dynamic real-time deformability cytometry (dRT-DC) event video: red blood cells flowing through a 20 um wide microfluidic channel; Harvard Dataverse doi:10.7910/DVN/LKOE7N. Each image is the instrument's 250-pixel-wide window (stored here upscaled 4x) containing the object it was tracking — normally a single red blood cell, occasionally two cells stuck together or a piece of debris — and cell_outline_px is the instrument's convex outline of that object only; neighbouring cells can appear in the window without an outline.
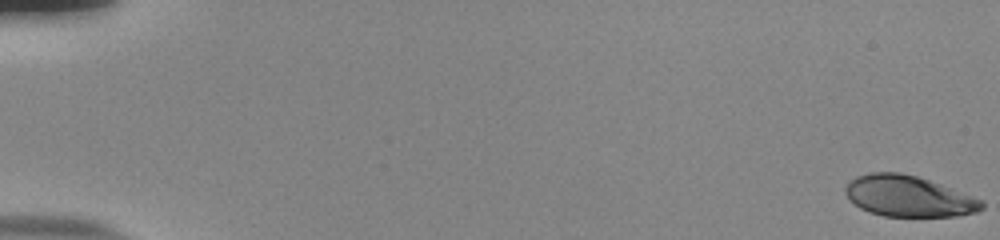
{"species": "human", "species_latin": "Homo sapiens", "temperature_condition": "room temperature", "stored_images_in_passage": 58, "camera_frame_rate_fps": 3000, "um_per_image_px": 0.085, "donor": {"sex": "male"}, "frame": {"image": 1, "passage_image": 1, "time_ms": 0.0, "image_size_px": [1000, 240], "cell_outline_px": [[984, 208], [976, 212], [956, 216], [884, 216], [868, 212], [860, 208], [848, 200], [844, 192], [844, 188], [856, 176], [872, 172], [900, 172], [916, 176], [940, 184], [984, 200]], "centroid_in_image_um": [77.2, 16.68], "position_along_channel_um": 7.8, "area_um2": 32.6}}
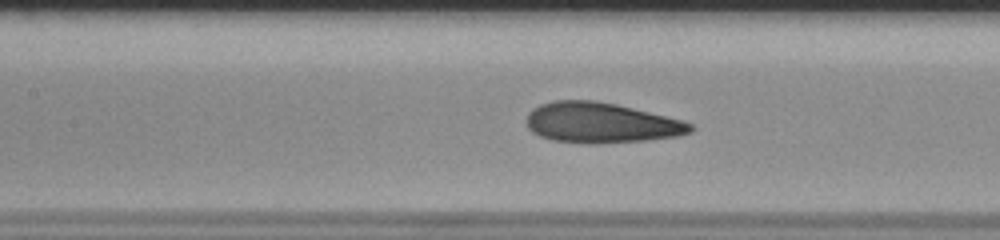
{"frame": {"image": 2, "passage_image": 29, "time_ms": 9.333, "image_size_px": [1000, 240], "cell_outline_px": [[696, 128], [692, 132], [680, 136], [648, 140], [596, 144], [592, 144], [552, 140], [540, 136], [532, 132], [528, 128], [528, 112], [532, 108], [540, 104], [552, 100], [596, 100], [616, 104], [684, 120], [692, 124]], "centroid_in_image_um": [51.12, 10.44], "position_along_channel_um": 156.3, "area_um2": 38.9}}
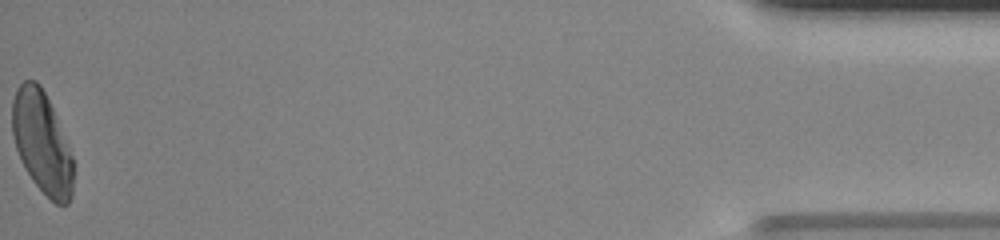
{"frame": {"image": 3, "passage_image": 58, "time_ms": 19.0, "image_size_px": [1000, 240], "cell_outline_px": [[72, 196], [68, 204], [56, 204], [32, 180], [24, 168], [20, 160], [12, 136], [12, 100], [16, 88], [24, 80], [36, 80], [40, 84], [52, 108], [72, 156]], "centroid_in_image_um": [3.53, 12.1], "position_along_channel_um": 431.7, "area_um2": 35.84}, "authors_computed_cell_mechanics": {"area_um2": 37.281, "velocity_mm_per_s": 3.7254, "shape_relaxation_time_tau1_ms": 6.1618, "shape_relaxation_time_tau2_ms": 1.0153, "deformation_change_tau1": 0.2287, "deformation_change_tau2": 0.0381}}